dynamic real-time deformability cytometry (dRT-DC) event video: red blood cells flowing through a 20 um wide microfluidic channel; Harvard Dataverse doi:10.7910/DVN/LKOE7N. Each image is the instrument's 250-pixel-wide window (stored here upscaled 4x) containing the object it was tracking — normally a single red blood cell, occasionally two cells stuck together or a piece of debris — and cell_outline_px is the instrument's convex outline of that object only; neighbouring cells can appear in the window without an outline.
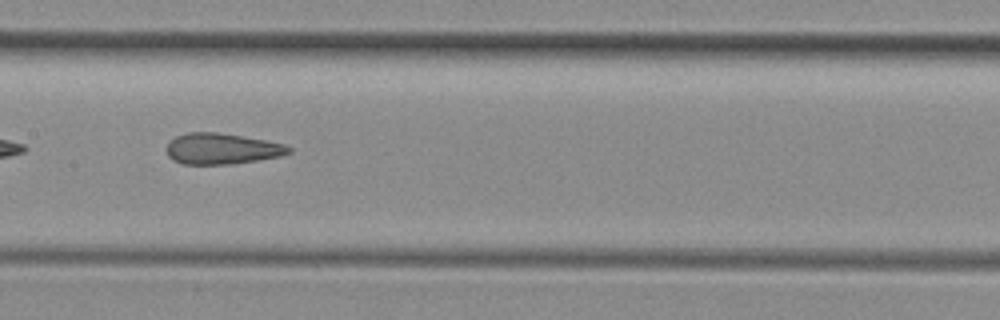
{"species": "common noctule bat (a hibernating species)", "species_latin": "Nyctalus noctula", "temperature_condition": "room temperature", "stored_images_in_passage": 28, "camera_frame_rate_fps": 3000, "um_per_image_px": 0.085, "animal": {"sex": "female", "body_mass_g": 29.2, "forearm_length_mm": 56.3}, "frame": {"image": 1, "passage_image": 9, "time_ms": 2.667, "image_size_px": [1000, 320], "cell_outline_px": [[292, 152], [280, 156], [256, 160], [228, 164], [184, 164], [172, 160], [168, 156], [168, 144], [176, 136], [188, 132], [216, 132], [264, 140], [284, 144], [292, 148]], "centroid_in_image_um": [18.86, 12.64], "position_along_channel_um": 188.5, "area_um2": 21.73}}